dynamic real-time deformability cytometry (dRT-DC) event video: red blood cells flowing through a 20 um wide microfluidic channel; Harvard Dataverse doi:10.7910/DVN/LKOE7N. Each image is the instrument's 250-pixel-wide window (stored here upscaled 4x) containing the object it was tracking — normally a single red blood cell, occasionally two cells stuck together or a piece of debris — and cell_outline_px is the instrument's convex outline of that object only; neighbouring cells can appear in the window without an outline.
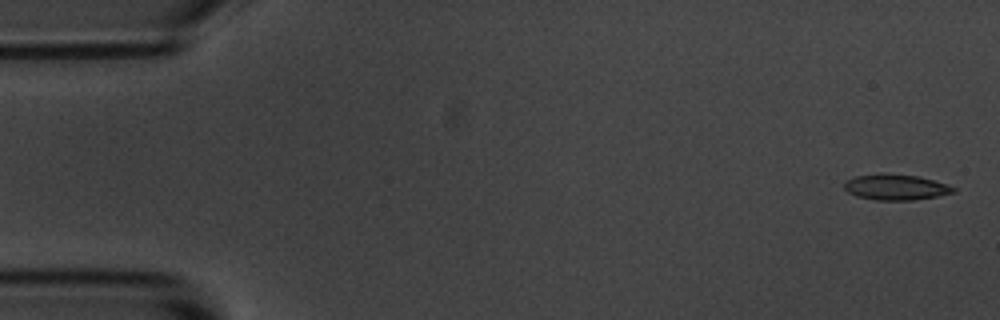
{"species": "common noctule bat (a hibernating species)", "species_latin": "Nyctalus noctula", "temperature_condition": "room temperature", "stored_images_in_passage": 4, "camera_frame_rate_fps": 3000, "um_per_image_px": 0.085, "animal": {"sex": "male", "body_mass_g": 20.1, "forearm_length_mm": 53.5}, "frame": {"image": 1, "passage_image": 1, "time_ms": 0.0, "image_size_px": [1000, 320], "cell_outline_px": [[956, 192], [936, 196], [912, 200], [876, 200], [856, 196], [848, 192], [844, 188], [844, 180], [856, 176], [880, 172], [916, 176], [932, 180], [956, 188]], "centroid_in_image_um": [76.07, 15.9], "position_along_channel_um": 8.9, "area_um2": 16.36}}
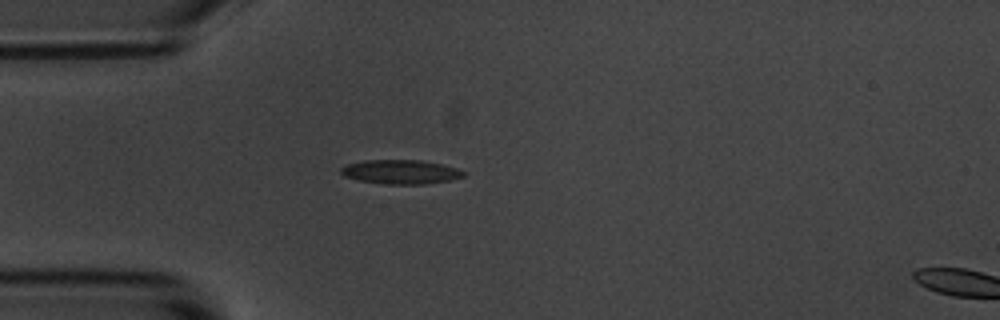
{"frame": {"image": 2, "passage_image": 4, "time_ms": 4.333, "image_size_px": [1000, 320], "cell_outline_px": [[464, 176], [448, 180], [424, 184], [388, 184], [360, 180], [344, 176], [340, 172], [340, 168], [348, 164], [364, 160], [420, 160], [440, 164], [456, 168], [464, 172]], "centroid_in_image_um": [34.02, 14.6], "position_along_channel_um": 51.0, "area_um2": 16.94}}